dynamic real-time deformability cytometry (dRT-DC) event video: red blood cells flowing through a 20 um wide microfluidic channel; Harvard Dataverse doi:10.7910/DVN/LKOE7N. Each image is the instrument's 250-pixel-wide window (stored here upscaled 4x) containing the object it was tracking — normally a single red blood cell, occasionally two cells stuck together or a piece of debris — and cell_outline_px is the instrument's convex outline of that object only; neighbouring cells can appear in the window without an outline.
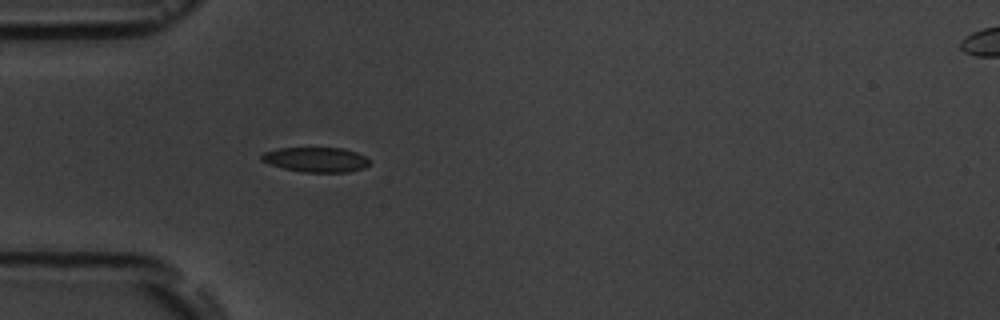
{"species": "common noctule bat (a hibernating species)", "species_latin": "Nyctalus noctula", "temperature_condition": "room temperature", "stored_images_in_passage": 2, "camera_frame_rate_fps": 3000, "um_per_image_px": 0.085, "animal": {"sex": "male", "body_mass_g": 19.5, "forearm_length_mm": 54.6}, "frame": {"image": 1, "passage_image": 2, "time_ms": 1.333, "image_size_px": [1000, 320], "cell_outline_px": [[372, 160], [364, 168], [348, 172], [304, 172], [284, 168], [268, 164], [260, 160], [260, 156], [264, 152], [276, 148], [344, 148], [356, 152]], "centroid_in_image_um": [26.85, 13.56], "position_along_channel_um": 58.2, "area_um2": 15.72}}